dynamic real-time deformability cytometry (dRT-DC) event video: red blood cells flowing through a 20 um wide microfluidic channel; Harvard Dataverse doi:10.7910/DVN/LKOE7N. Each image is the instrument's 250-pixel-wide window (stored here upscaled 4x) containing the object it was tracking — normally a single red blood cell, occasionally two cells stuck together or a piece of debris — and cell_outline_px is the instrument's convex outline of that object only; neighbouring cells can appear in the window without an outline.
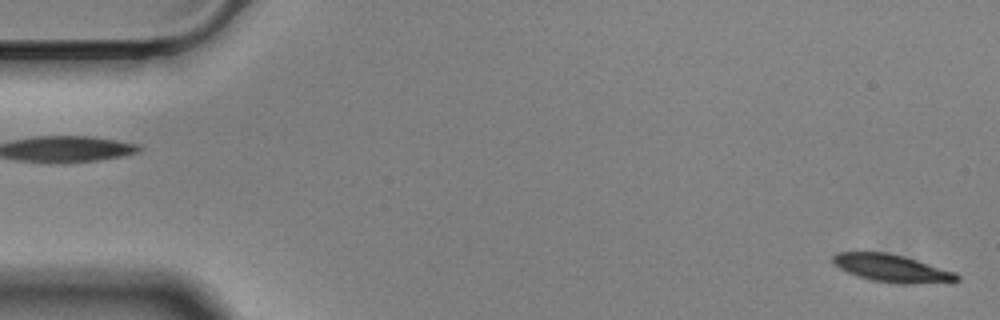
{"species": "Egyptian fruit bat (a non-hibernating species)", "species_latin": "Rousettus aegyptiacus", "temperature_condition": "cold", "stored_images_in_passage": 15, "camera_frame_rate_fps": 3000, "um_per_image_px": 0.085, "animal": {"sex": "male"}, "frame": {"image": 1, "passage_image": 1, "time_ms": 0.0, "image_size_px": [1000, 320], "cell_outline_px": [[960, 280], [908, 284], [900, 284], [872, 280], [856, 276], [840, 268], [832, 260], [832, 256], [836, 252], [888, 252], [904, 256], [956, 272], [960, 276]], "centroid_in_image_um": [75.8, 22.79], "position_along_channel_um": 9.2, "area_um2": 19.77}}
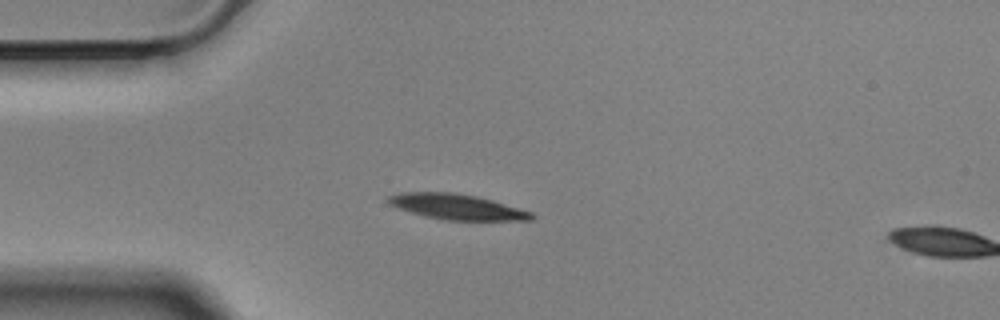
{"frame": {"image": 2, "passage_image": 14, "time_ms": 4.333, "image_size_px": [1000, 320], "cell_outline_px": [[536, 216], [532, 220], [444, 220], [424, 216], [388, 204], [384, 200], [388, 196], [400, 192], [456, 192], [476, 196], [492, 200], [532, 212]], "centroid_in_image_um": [38.81, 17.57], "position_along_channel_um": 46.2, "area_um2": 21.27}}